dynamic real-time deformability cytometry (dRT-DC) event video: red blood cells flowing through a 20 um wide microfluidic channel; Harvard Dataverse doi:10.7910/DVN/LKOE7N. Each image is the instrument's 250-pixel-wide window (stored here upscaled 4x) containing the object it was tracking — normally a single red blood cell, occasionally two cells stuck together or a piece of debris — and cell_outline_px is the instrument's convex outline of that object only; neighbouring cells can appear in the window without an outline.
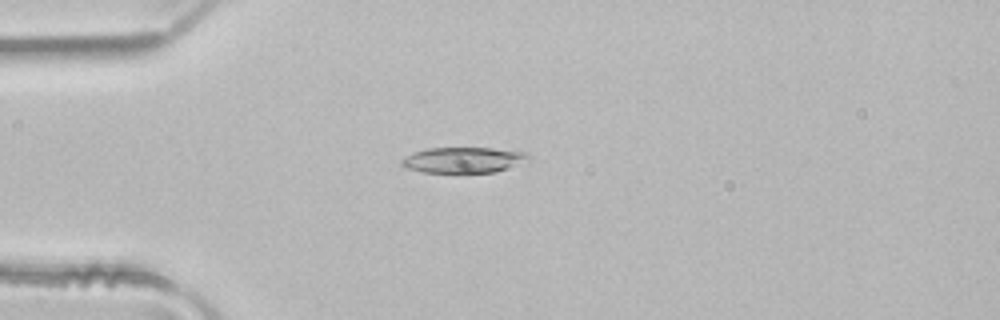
{"species": "common noctule bat (a hibernating species)", "species_latin": "Nyctalus noctula", "temperature_condition": "room temperature", "stored_images_in_passage": 3, "camera_frame_rate_fps": 3000, "um_per_image_px": 0.085, "animal": {"sex": "male", "body_mass_g": 21.5, "forearm_length_mm": 52.0}, "frame": {"image": 1, "passage_image": 3, "time_ms": 0.667, "image_size_px": [1000, 320], "cell_outline_px": [[532, 160], [496, 172], [464, 176], [424, 172], [408, 168], [400, 164], [400, 160], [404, 156], [412, 152], [428, 148], [492, 148], [528, 152], [532, 156]], "centroid_in_image_um": [39.43, 13.64], "position_along_channel_um": 45.6, "area_um2": 20.23}}